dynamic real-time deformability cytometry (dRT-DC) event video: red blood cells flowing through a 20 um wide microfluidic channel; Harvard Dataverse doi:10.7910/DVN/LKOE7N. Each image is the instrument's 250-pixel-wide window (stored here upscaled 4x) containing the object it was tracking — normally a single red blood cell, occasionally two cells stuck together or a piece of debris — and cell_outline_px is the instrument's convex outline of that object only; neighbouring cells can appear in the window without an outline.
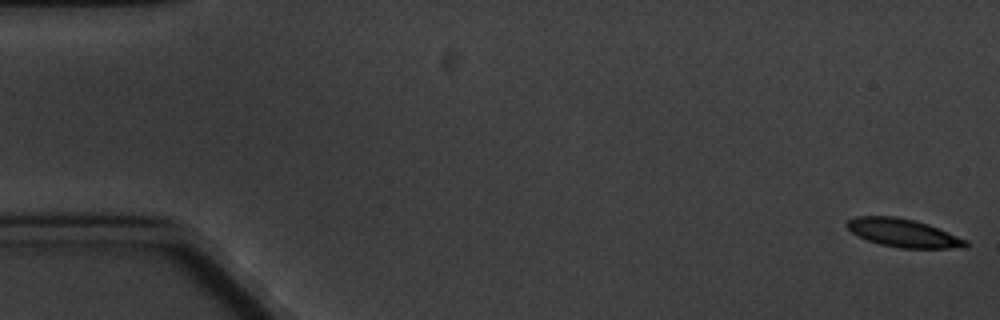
{"species": "common noctule bat (a hibernating species)", "species_latin": "Nyctalus noctula", "temperature_condition": "cold", "stored_images_in_passage": 5, "camera_frame_rate_fps": 3000, "um_per_image_px": 0.085, "animal": {"sex": "male", "body_mass_g": 20.1, "forearm_length_mm": 53.5}, "frame": {"image": 1, "passage_image": 1, "time_ms": 0.0, "image_size_px": [1000, 320], "cell_outline_px": [[968, 248], [900, 248], [880, 244], [868, 240], [852, 232], [844, 224], [848, 220], [856, 216], [896, 216], [928, 224], [968, 240]], "centroid_in_image_um": [76.8, 19.8], "position_along_channel_um": 8.2, "area_um2": 19.48}}
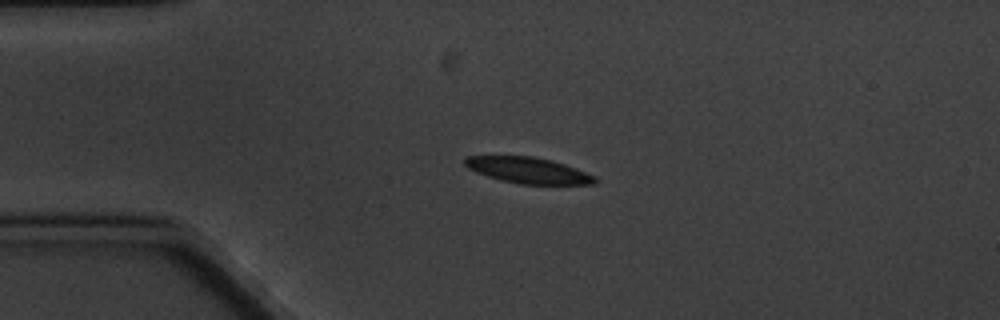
{"frame": {"image": 2, "passage_image": 4, "time_ms": 4.333, "image_size_px": [1000, 320], "cell_outline_px": [[600, 180], [596, 184], [520, 184], [500, 180], [476, 172], [468, 168], [464, 164], [464, 160], [468, 156], [532, 156], [552, 160], [576, 168], [596, 176]], "centroid_in_image_um": [44.94, 14.48], "position_along_channel_um": 40.1, "area_um2": 19.77}}